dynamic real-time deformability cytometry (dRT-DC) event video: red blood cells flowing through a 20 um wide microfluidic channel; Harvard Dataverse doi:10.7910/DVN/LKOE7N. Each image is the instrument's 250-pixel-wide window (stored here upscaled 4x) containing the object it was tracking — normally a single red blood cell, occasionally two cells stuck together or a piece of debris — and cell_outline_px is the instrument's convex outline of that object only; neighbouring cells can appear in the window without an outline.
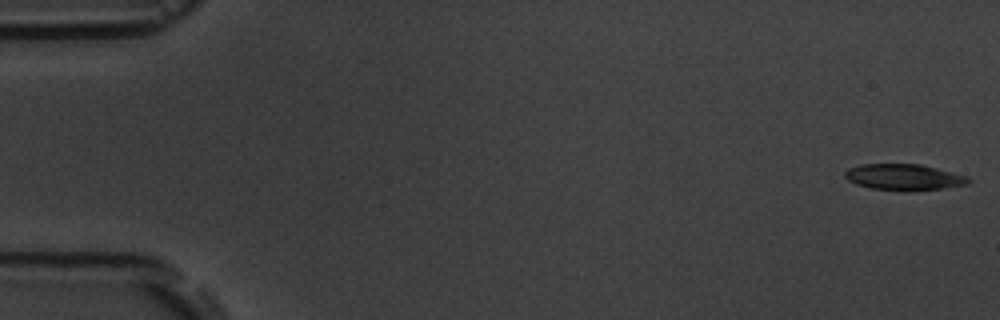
{"species": "common noctule bat (a hibernating species)", "species_latin": "Nyctalus noctula", "temperature_condition": "room temperature", "stored_images_in_passage": 6, "camera_frame_rate_fps": 3000, "um_per_image_px": 0.085, "animal": {"sex": "male", "body_mass_g": 19.5, "forearm_length_mm": 54.6}, "frame": {"image": 1, "passage_image": 1, "time_ms": 0.0, "image_size_px": [1000, 320], "cell_outline_px": [[972, 180], [968, 184], [944, 188], [908, 192], [872, 188], [856, 184], [848, 180], [844, 176], [844, 172], [848, 168], [860, 164], [920, 164], [968, 176]], "centroid_in_image_um": [76.84, 15.06], "position_along_channel_um": 8.2, "area_um2": 19.02}}
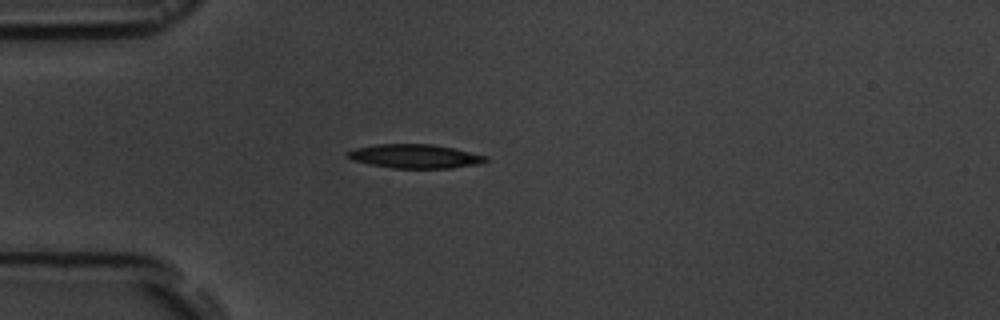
{"frame": {"image": 2, "passage_image": 5, "time_ms": 4.667, "image_size_px": [1000, 320], "cell_outline_px": [[488, 160], [480, 164], [452, 168], [392, 168], [368, 164], [352, 160], [344, 156], [348, 152], [356, 148], [376, 144], [432, 144], [452, 148], [488, 156]], "centroid_in_image_um": [35.26, 13.29], "position_along_channel_um": 49.7, "area_um2": 19.31}}